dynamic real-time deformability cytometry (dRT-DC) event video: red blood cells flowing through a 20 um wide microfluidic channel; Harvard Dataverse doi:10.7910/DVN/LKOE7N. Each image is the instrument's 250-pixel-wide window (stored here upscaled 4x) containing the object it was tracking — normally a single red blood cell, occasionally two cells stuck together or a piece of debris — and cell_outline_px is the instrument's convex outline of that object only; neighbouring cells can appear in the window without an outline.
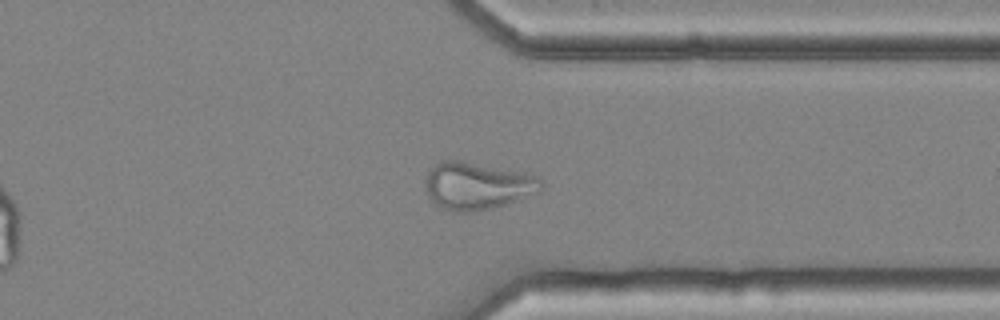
{"species": "common noctule bat (a hibernating species)", "species_latin": "Nyctalus noctula", "temperature_condition": "cold", "stored_images_in_passage": 45, "camera_frame_rate_fps": 3000, "um_per_image_px": 0.085, "animal": {"sex": "female", "body_mass_g": 25.1}, "frame": {"image": 1, "passage_image": 32, "time_ms": 10.333, "image_size_px": [1000, 320], "cell_outline_px": [[544, 188], [540, 192], [492, 208], [472, 212], [456, 212], [440, 208], [428, 196], [424, 180], [428, 172], [440, 160], [460, 160], [524, 172], [536, 176], [544, 184]], "centroid_in_image_um": [40.56, 15.79], "position_along_channel_um": 370.8, "area_um2": 32.08}}